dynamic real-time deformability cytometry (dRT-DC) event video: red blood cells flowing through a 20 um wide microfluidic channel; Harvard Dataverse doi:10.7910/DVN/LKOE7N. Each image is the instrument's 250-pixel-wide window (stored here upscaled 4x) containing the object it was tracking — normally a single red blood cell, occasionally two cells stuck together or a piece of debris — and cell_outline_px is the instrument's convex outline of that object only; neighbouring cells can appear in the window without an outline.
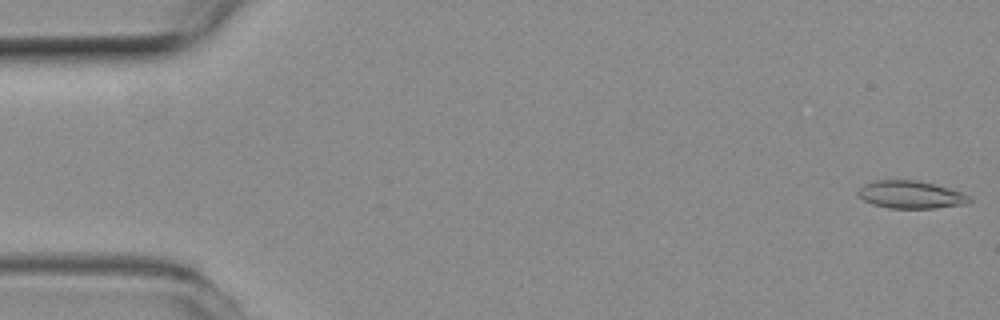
{"species": "common noctule bat (a hibernating species)", "species_latin": "Nyctalus noctula", "temperature_condition": "room temperature", "stored_images_in_passage": 54, "segment_of_instrument_passage": [1, 2], "camera_frame_rate_fps": 3000, "um_per_image_px": 0.085, "animal": {"sex": "female", "body_mass_g": 19.3, "forearm_length_mm": 54.1}, "frame": {"image": 1, "passage_image": 1, "time_ms": 0.0, "image_size_px": [1000, 320], "cell_outline_px": [[972, 200], [968, 204], [936, 208], [888, 208], [872, 204], [864, 200], [856, 192], [864, 184], [876, 180], [916, 180], [932, 184], [960, 192], [968, 196]], "centroid_in_image_um": [77.39, 16.56], "position_along_channel_um": 7.6, "area_um2": 17.74}}
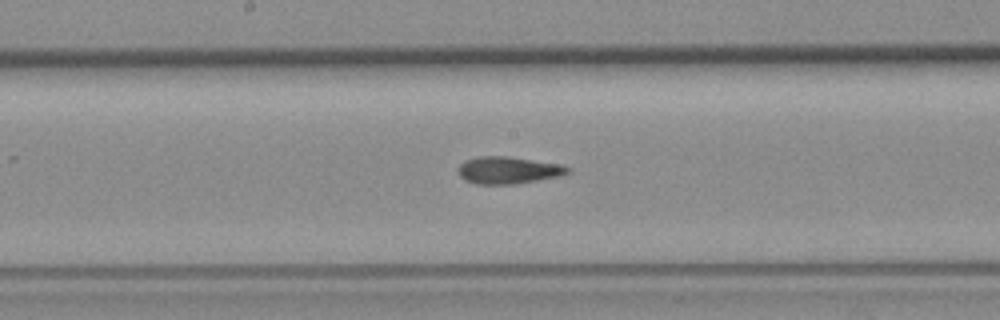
{"frame": {"image": 2, "passage_image": 27, "time_ms": 8.667, "image_size_px": [1000, 320], "cell_outline_px": [[568, 172], [560, 176], [512, 184], [476, 184], [464, 180], [460, 176], [456, 168], [464, 160], [480, 156], [504, 156], [560, 164], [568, 168]], "centroid_in_image_um": [43.11, 14.47], "position_along_channel_um": 205.1, "area_um2": 17.11}}
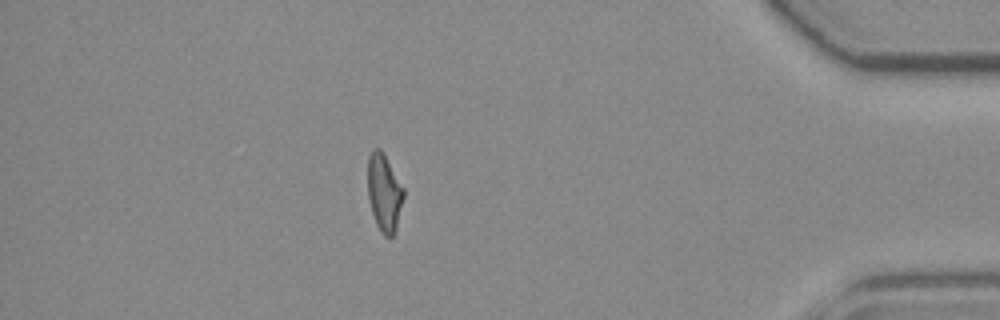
{"frame": {"image": 3, "passage_image": 46, "time_ms": 15.0, "image_size_px": [1000, 320], "cell_outline_px": [[404, 196], [396, 228], [392, 236], [384, 236], [380, 232], [376, 224], [368, 200], [368, 156], [372, 148], [380, 148], [404, 188]], "centroid_in_image_um": [32.64, 16.37], "position_along_channel_um": 402.6, "area_um2": 16.13}}